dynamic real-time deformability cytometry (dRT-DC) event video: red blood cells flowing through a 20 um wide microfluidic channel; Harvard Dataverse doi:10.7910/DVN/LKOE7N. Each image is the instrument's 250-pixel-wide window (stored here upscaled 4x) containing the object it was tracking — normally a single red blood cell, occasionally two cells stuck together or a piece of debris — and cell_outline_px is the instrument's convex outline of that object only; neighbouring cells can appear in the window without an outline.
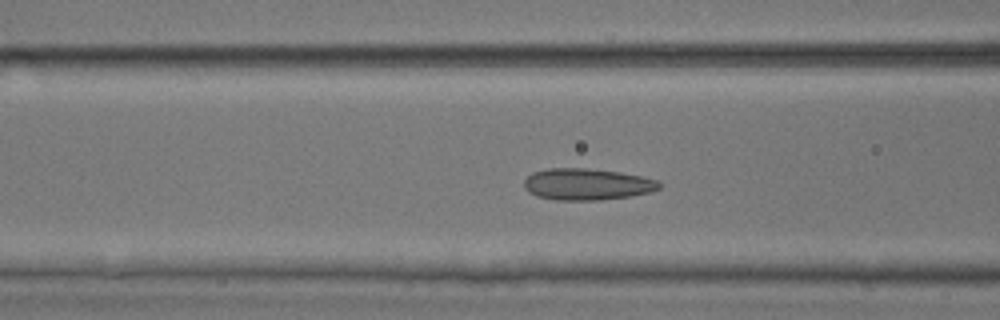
{"species": "common noctule bat (a hibernating species)", "species_latin": "Nyctalus noctula", "temperature_condition": "room temperature", "stored_images_in_passage": 52, "camera_frame_rate_fps": 3000, "um_per_image_px": 0.085, "animal": {"sex": "male", "body_mass_g": 17.9, "forearm_length_mm": 54.2}, "frame": {"image": 1, "passage_image": 21, "time_ms": 6.667, "image_size_px": [1000, 320], "cell_outline_px": [[660, 188], [652, 192], [628, 196], [600, 200], [556, 200], [536, 196], [528, 192], [524, 188], [524, 180], [532, 172], [548, 168], [588, 168], [620, 172], [660, 180]], "centroid_in_image_um": [49.88, 15.66], "position_along_channel_um": 116.7, "area_um2": 25.03}}
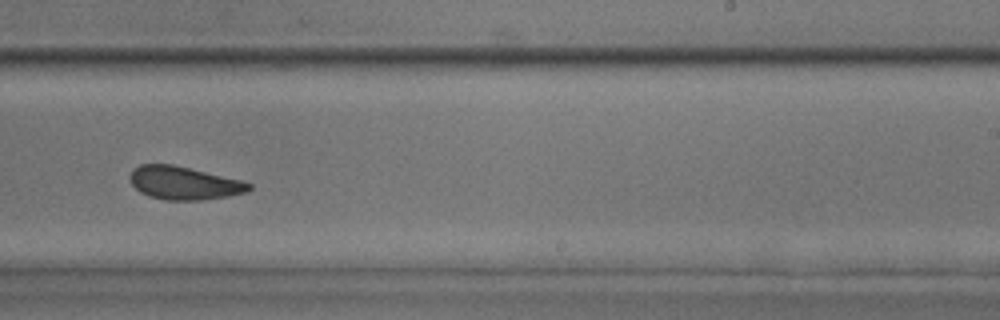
{"frame": {"image": 2, "passage_image": 33, "time_ms": 10.667, "image_size_px": [1000, 320], "cell_outline_px": [[252, 188], [248, 192], [228, 196], [200, 200], [168, 200], [152, 196], [140, 192], [132, 184], [128, 176], [132, 168], [140, 164], [172, 164], [244, 180], [252, 184]], "centroid_in_image_um": [15.66, 15.54], "position_along_channel_um": 273.3, "area_um2": 23.12}}
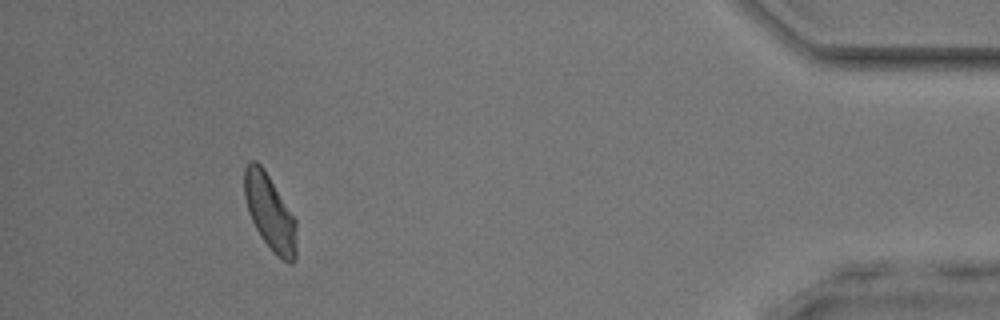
{"frame": {"image": 3, "passage_image": 48, "time_ms": 15.667, "image_size_px": [1000, 320], "cell_outline_px": [[296, 260], [292, 264], [284, 260], [272, 252], [260, 236], [248, 212], [244, 196], [244, 168], [248, 160], [256, 160], [264, 168], [296, 220]], "centroid_in_image_um": [22.93, 18.04], "position_along_channel_um": 412.3, "area_um2": 23.06}, "authors_computed_cell_mechanics": {"area_um2": 23.7269, "velocity_mm_per_s": 3.9357, "shape_relaxation_time_tau1_ms": 7.826, "shape_relaxation_time_tau2_ms": 1.8805, "deformation_change_tau1": 0.1158, "deformation_change_tau2": 0.0725}}